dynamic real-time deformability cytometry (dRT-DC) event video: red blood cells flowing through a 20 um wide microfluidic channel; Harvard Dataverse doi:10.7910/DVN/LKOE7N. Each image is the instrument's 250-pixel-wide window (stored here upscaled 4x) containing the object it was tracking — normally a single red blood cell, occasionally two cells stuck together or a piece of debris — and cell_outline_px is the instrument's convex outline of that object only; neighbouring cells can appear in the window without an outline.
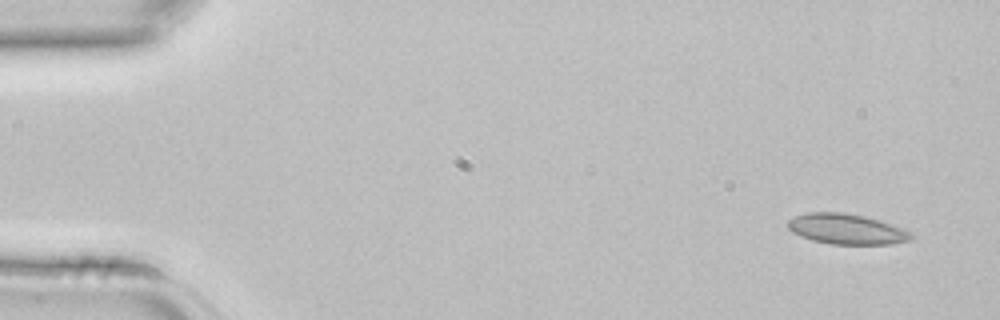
{"species": "common noctule bat (a hibernating species)", "species_latin": "Nyctalus noctula", "temperature_condition": "room temperature", "stored_images_in_passage": 7, "segment_of_instrument_passage": [1, 2], "camera_frame_rate_fps": 3000, "um_per_image_px": 0.085, "animal": {"sex": "female", "body_mass_g": 22.7, "forearm_length_mm": 54.2}, "frame": {"image": 1, "passage_image": 1, "time_ms": 0.0, "image_size_px": [1000, 320], "cell_outline_px": [[912, 240], [888, 244], [828, 244], [812, 240], [800, 236], [792, 232], [788, 228], [788, 220], [796, 216], [808, 212], [844, 212], [864, 216], [880, 220], [904, 228], [912, 232]], "centroid_in_image_um": [71.97, 19.47], "position_along_channel_um": 13.0, "area_um2": 21.96}}
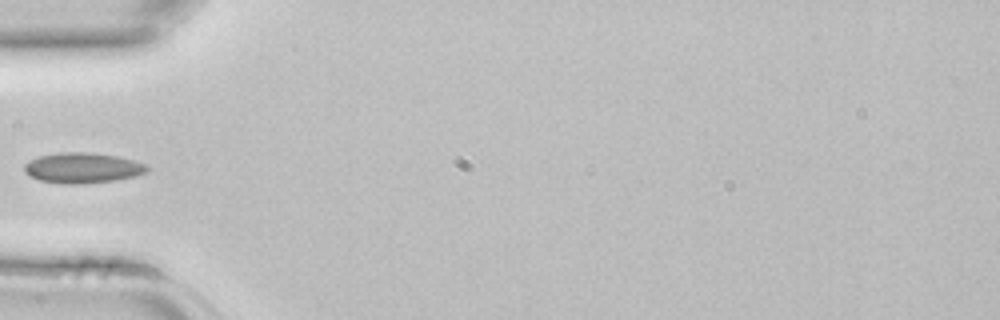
{"frame": {"image": 2, "passage_image": 4, "time_ms": 1.0, "image_size_px": [1000, 320], "cell_outline_px": [[152, 168], [148, 172], [136, 176], [116, 180], [80, 184], [64, 184], [40, 180], [24, 172], [24, 164], [28, 160], [40, 156], [60, 152], [88, 152], [116, 156], [148, 164]], "centroid_in_image_um": [7.06, 14.27], "position_along_channel_um": 77.9, "area_um2": 21.91}}